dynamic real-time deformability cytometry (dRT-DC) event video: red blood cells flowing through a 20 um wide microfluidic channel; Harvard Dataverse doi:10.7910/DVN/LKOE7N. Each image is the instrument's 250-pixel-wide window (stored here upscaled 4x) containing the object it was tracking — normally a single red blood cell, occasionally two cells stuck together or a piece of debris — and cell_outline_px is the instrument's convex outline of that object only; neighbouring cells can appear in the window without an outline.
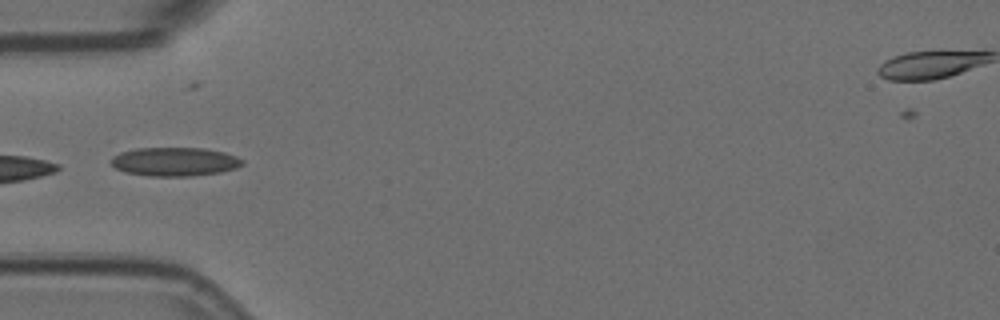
{"species": "Egyptian fruit bat (a non-hibernating species)", "species_latin": "Rousettus aegyptiacus", "temperature_condition": "room temperature", "stored_images_in_passage": 7, "camera_frame_rate_fps": 3000, "um_per_image_px": 0.085, "animal": {"sex": "female"}, "frame": {"image": 1, "passage_image": 4, "time_ms": 1.0, "image_size_px": [1000, 320], "cell_outline_px": [[244, 164], [236, 168], [220, 172], [188, 176], [148, 176], [124, 172], [116, 168], [112, 164], [112, 156], [120, 152], [136, 148], [204, 148], [224, 152], [236, 156], [244, 160]], "centroid_in_image_um": [14.85, 13.74], "position_along_channel_um": 70.1, "area_um2": 22.02}}
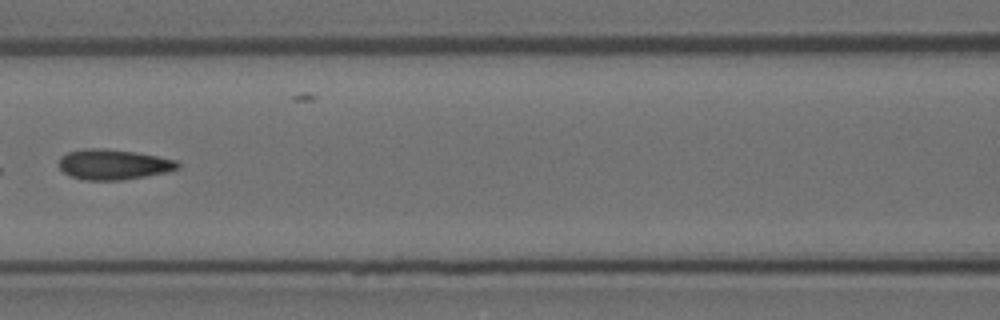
{"frame": {"image": 2, "passage_image": 6, "time_ms": 1.667, "image_size_px": [1000, 320], "cell_outline_px": [[180, 168], [164, 172], [124, 180], [84, 180], [72, 176], [64, 172], [60, 168], [60, 156], [68, 152], [84, 148], [104, 148], [136, 152], [176, 160], [180, 164]], "centroid_in_image_um": [9.63, 13.97], "position_along_channel_um": 157.0, "area_um2": 20.87}}